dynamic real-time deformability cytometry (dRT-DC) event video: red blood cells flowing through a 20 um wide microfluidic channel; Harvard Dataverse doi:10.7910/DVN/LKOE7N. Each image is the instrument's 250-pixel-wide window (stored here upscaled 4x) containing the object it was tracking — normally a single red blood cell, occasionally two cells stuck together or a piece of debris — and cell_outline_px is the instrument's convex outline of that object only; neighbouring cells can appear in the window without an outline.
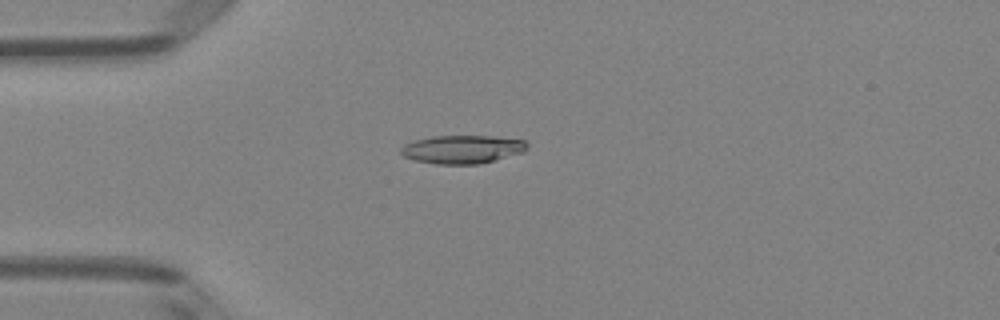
{"species": "Egyptian fruit bat (a non-hibernating species)", "species_latin": "Rousettus aegyptiacus", "temperature_condition": "room temperature", "stored_images_in_passage": 51, "camera_frame_rate_fps": 3000, "um_per_image_px": 0.085, "animal": {"sex": "female"}, "frame": {"image": 1, "passage_image": 14, "time_ms": 4.333, "image_size_px": [1000, 320], "cell_outline_px": [[528, 148], [524, 152], [480, 164], [436, 164], [416, 160], [404, 156], [400, 152], [400, 148], [404, 144], [412, 140], [432, 136], [496, 136], [524, 140], [528, 144]], "centroid_in_image_um": [39.3, 12.68], "position_along_channel_um": 45.7, "area_um2": 20.98}}
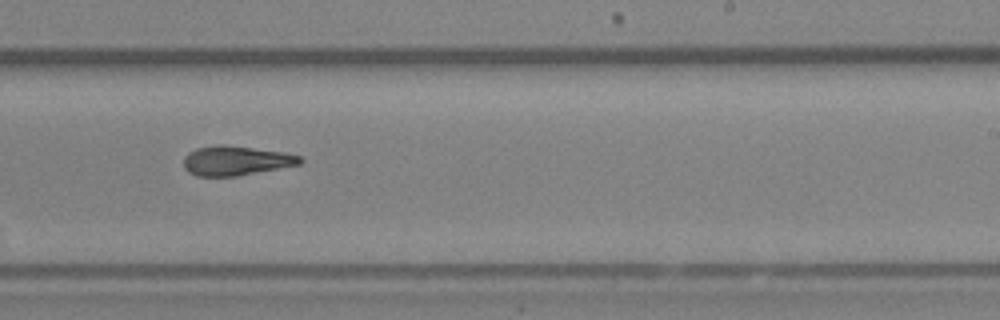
{"frame": {"image": 2, "passage_image": 32, "time_ms": 10.333, "image_size_px": [1000, 320], "cell_outline_px": [[304, 160], [300, 164], [236, 176], [196, 176], [188, 172], [184, 168], [184, 156], [188, 152], [196, 148], [216, 144], [224, 144], [284, 152], [300, 156]], "centroid_in_image_um": [20.02, 13.64], "position_along_channel_um": 269.0, "area_um2": 20.06}}
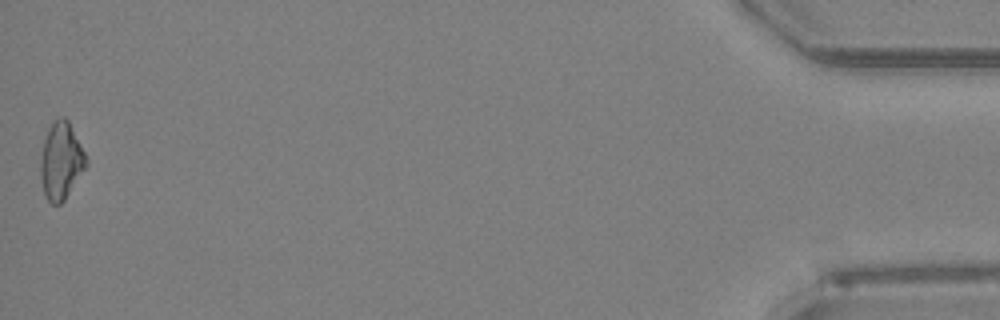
{"frame": {"image": 3, "passage_image": 51, "time_ms": 16.667, "image_size_px": [1000, 320], "cell_outline_px": [[88, 164], [64, 200], [60, 204], [52, 204], [44, 196], [40, 176], [40, 160], [44, 140], [48, 128], [60, 116], [64, 116], [68, 120], [88, 160]], "centroid_in_image_um": [5.18, 13.69], "position_along_channel_um": 430.0, "area_um2": 20.35}, "authors_computed_cell_mechanics": {"area_um2": 20.2878, "velocity_mm_per_s": 4.0321, "shape_relaxation_time_tau1_ms": 5.1934, "shape_relaxation_time_tau2_ms": 3.8407, "deformation_change_tau1": 0.1612, "deformation_change_tau2": 0.1378}}